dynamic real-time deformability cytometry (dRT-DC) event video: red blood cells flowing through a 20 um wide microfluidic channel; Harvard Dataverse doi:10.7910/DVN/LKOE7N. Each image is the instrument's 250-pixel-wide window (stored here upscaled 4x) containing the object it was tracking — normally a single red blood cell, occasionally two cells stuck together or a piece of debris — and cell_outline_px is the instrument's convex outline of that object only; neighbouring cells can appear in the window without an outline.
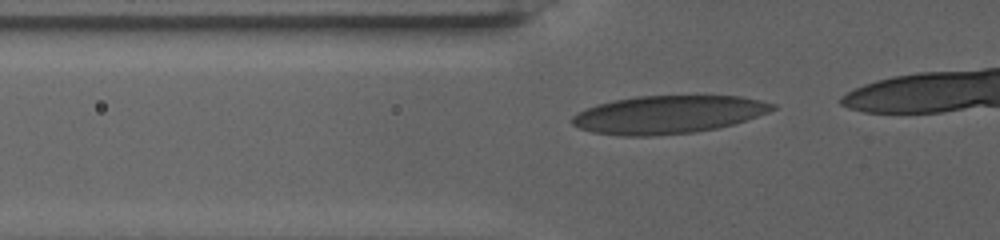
{"species": "human", "species_latin": "Homo sapiens", "temperature_condition": "warm", "stored_images_in_passage": 59, "camera_frame_rate_fps": 3000, "um_per_image_px": 0.085, "donor": {"sex": "female"}, "frame": {"image": 1, "passage_image": 18, "time_ms": 5.667, "image_size_px": [1000, 240], "cell_outline_px": [[776, 108], [768, 112], [732, 124], [716, 128], [692, 132], [652, 136], [624, 136], [592, 132], [580, 128], [572, 124], [572, 116], [584, 108], [596, 104], [636, 96], [740, 96], [760, 100], [776, 104]], "centroid_in_image_um": [56.75, 9.73], "position_along_channel_um": 69.0, "area_um2": 44.04}}
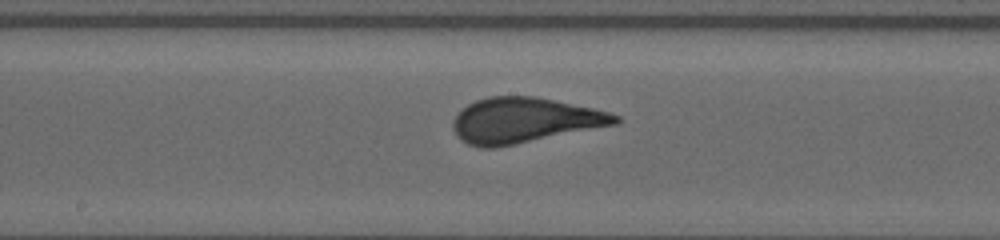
{"frame": {"image": 2, "passage_image": 34, "time_ms": 11.0, "image_size_px": [1000, 240], "cell_outline_px": [[620, 120], [616, 124], [496, 148], [480, 148], [468, 144], [460, 140], [452, 128], [452, 120], [468, 104], [476, 100], [488, 96], [536, 96], [592, 108], [608, 112], [620, 116]], "centroid_in_image_um": [44.53, 10.23], "position_along_channel_um": 203.7, "area_um2": 42.66}}
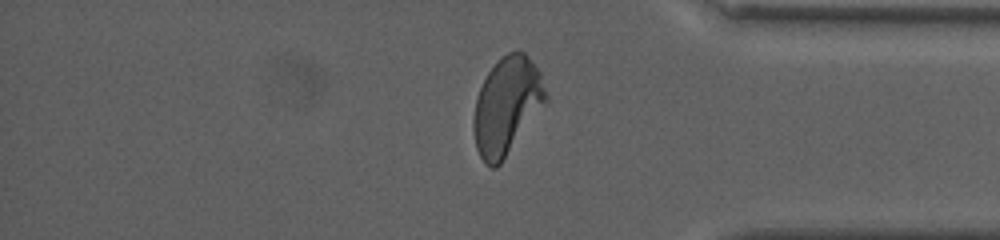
{"frame": {"image": 3, "passage_image": 57, "time_ms": 18.667, "image_size_px": [1000, 240], "cell_outline_px": [[548, 100], [500, 164], [496, 168], [492, 168], [484, 164], [476, 148], [472, 128], [472, 120], [476, 96], [488, 72], [508, 52], [524, 52], [528, 56], [540, 72], [548, 96]], "centroid_in_image_um": [43.06, 9.03], "position_along_channel_um": 392.1, "area_um2": 40.69}}